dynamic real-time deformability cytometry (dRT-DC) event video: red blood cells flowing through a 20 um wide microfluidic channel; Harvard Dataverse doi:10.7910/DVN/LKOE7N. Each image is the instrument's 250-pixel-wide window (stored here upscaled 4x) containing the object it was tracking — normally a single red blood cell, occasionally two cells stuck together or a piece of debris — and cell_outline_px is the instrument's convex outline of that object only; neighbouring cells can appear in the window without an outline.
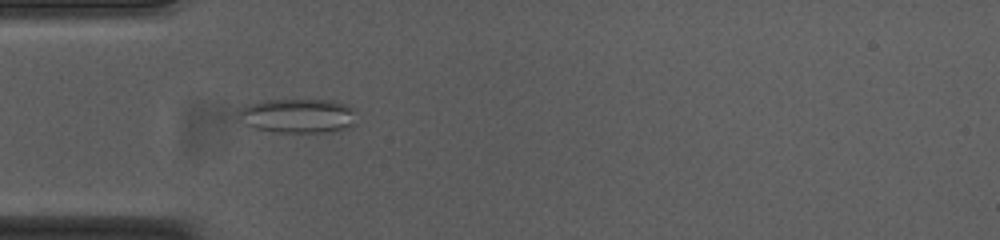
{"species": "common noctule bat (a hibernating species)", "species_latin": "Nyctalus noctula", "temperature_condition": "cold", "stored_images_in_passage": 39, "camera_frame_rate_fps": 3000, "um_per_image_px": 0.085, "animal": {"sex": "female", "body_mass_g": 23.0, "forearm_length_mm": 53.4}, "frame": {"image": 1, "passage_image": 8, "time_ms": 2.333, "image_size_px": [1000, 240], "cell_outline_px": [[356, 124], [352, 128], [332, 132], [276, 132], [252, 128], [244, 124], [236, 116], [240, 108], [244, 104], [264, 100], [332, 100], [348, 104], [356, 108]], "centroid_in_image_um": [25.36, 9.84], "position_along_channel_um": 59.6, "area_um2": 24.51}}
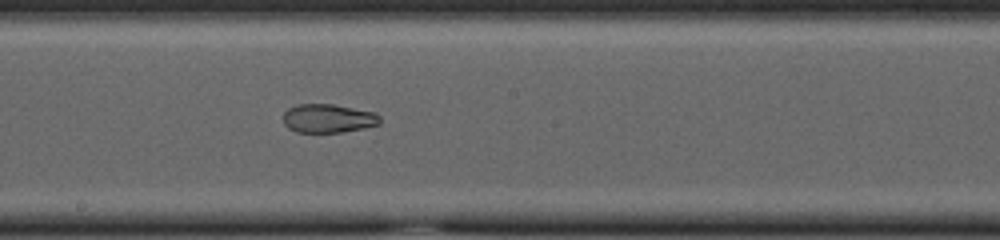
{"frame": {"image": 2, "passage_image": 21, "time_ms": 6.667, "image_size_px": [1000, 240], "cell_outline_px": [[380, 124], [364, 128], [340, 132], [296, 132], [288, 128], [284, 124], [284, 112], [288, 108], [296, 104], [332, 104], [376, 112], [380, 116]], "centroid_in_image_um": [27.9, 10.06], "position_along_channel_um": 220.3, "area_um2": 16.24}}
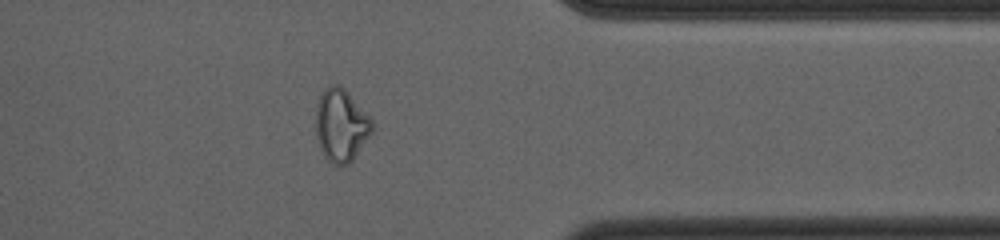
{"frame": {"image": 3, "passage_image": 35, "time_ms": 11.333, "image_size_px": [1000, 240], "cell_outline_px": [[372, 132], [352, 160], [348, 164], [332, 164], [324, 156], [320, 148], [316, 136], [316, 104], [324, 88], [328, 84], [336, 84], [344, 88], [348, 92], [372, 120]], "centroid_in_image_um": [28.96, 10.63], "position_along_channel_um": 382.4, "area_um2": 23.64}, "authors_computed_cell_mechanics": {"area_um2": 20.7502, "velocity_mm_per_s": 3.7467, "shape_relaxation_time_tau1_ms": null, "shape_relaxation_time_tau2_ms": 2.2019, "deformation_change_tau1": null, "deformation_change_tau2": 0.0805}}